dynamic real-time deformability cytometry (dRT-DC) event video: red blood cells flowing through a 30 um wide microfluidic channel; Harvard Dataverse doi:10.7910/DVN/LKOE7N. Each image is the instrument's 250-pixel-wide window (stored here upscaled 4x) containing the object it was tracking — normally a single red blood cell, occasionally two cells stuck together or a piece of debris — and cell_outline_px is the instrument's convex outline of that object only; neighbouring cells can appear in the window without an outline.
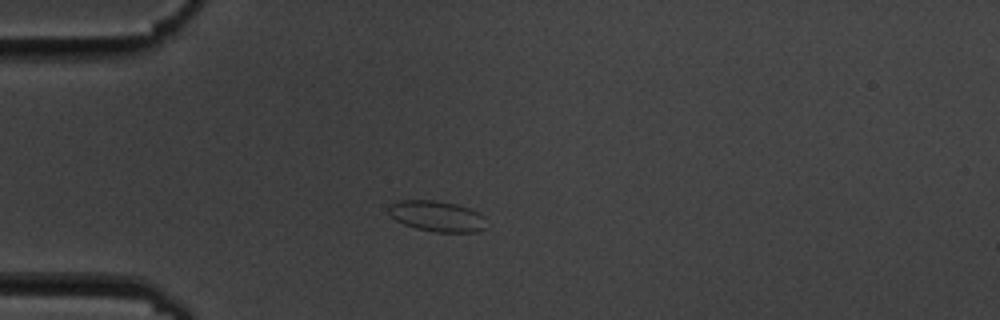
{"species": "common noctule bat (a hibernating species)", "species_latin": "Nyctalus noctula", "temperature_condition": "cold", "stored_images_in_passage": 11, "camera_frame_rate_fps": 3000, "um_per_image_px": 0.085, "animal": {"sex": "male", "body_mass_g": 19.5, "forearm_length_mm": 54.6}, "frame": {"image": 1, "passage_image": 2, "time_ms": 2.0, "image_size_px": [1000, 320], "cell_outline_px": [[488, 228], [480, 232], [436, 232], [416, 228], [404, 224], [396, 220], [388, 212], [388, 204], [396, 200], [432, 200], [456, 204], [468, 208], [484, 216]], "centroid_in_image_um": [37.15, 18.38], "position_along_channel_um": 47.8, "area_um2": 17.69}}
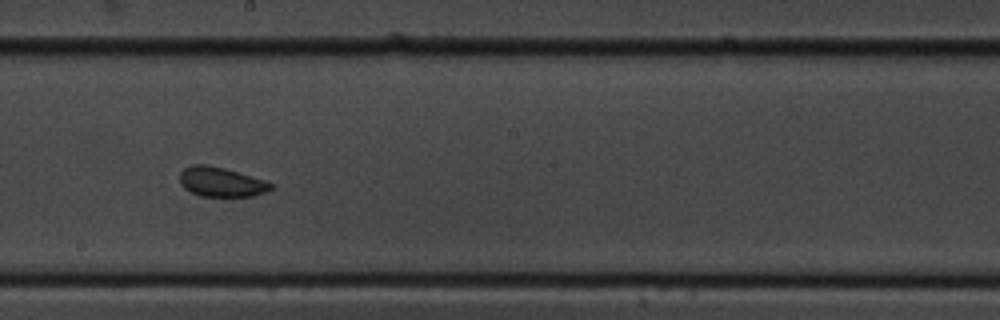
{"frame": {"image": 2, "passage_image": 7, "time_ms": 7.667, "image_size_px": [1000, 320], "cell_outline_px": [[272, 188], [264, 192], [252, 196], [200, 196], [184, 188], [180, 184], [180, 172], [184, 168], [192, 164], [208, 164], [224, 168], [264, 180], [272, 184]], "centroid_in_image_um": [18.75, 15.45], "position_along_channel_um": 229.5, "area_um2": 15.55}}
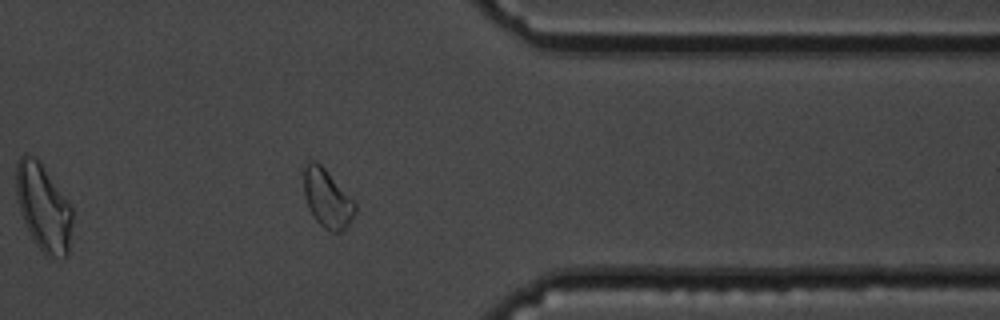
{"frame": {"image": 3, "passage_image": 11, "time_ms": 12.333, "image_size_px": [1000, 320], "cell_outline_px": [[356, 212], [348, 224], [340, 232], [332, 232], [324, 228], [312, 216], [308, 208], [304, 196], [304, 168], [308, 160], [316, 160], [356, 200]], "centroid_in_image_um": [27.82, 16.86], "position_along_channel_um": 383.6, "area_um2": 17.69}, "authors_computed_cell_mechanics": {"area_um2": 16.2996, "velocity_mm_per_s": 3.5112, "shape_relaxation_time_tau1_ms": null, "shape_relaxation_time_tau2_ms": 1.7688, "deformation_change_tau1": null, "deformation_change_tau2": 0.0501}}